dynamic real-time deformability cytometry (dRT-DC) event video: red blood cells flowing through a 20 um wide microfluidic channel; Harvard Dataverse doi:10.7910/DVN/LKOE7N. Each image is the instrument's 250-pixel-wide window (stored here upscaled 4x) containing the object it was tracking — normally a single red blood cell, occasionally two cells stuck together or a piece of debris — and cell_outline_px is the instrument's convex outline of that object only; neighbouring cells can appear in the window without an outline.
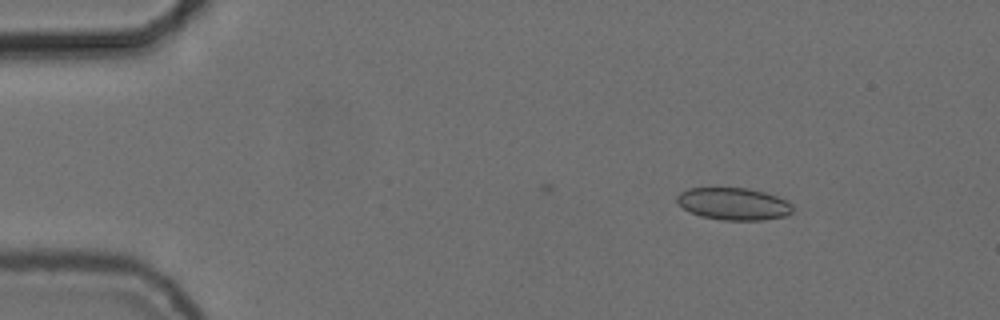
{"species": "common noctule bat (a hibernating species)", "species_latin": "Nyctalus noctula", "temperature_condition": "cold", "stored_images_in_passage": 43, "camera_frame_rate_fps": 3000, "um_per_image_px": 0.085, "animal": {"sex": "female", "body_mass_g": 24.6, "forearm_length_mm": 56.2}, "frame": {"image": 1, "passage_image": 8, "time_ms": 2.333, "image_size_px": [1000, 320], "cell_outline_px": [[792, 212], [784, 216], [764, 220], [720, 220], [700, 216], [676, 204], [676, 196], [680, 192], [688, 188], [748, 188], [764, 192], [788, 200], [792, 204]], "centroid_in_image_um": [62.34, 17.33], "position_along_channel_um": 22.7, "area_um2": 21.85}}
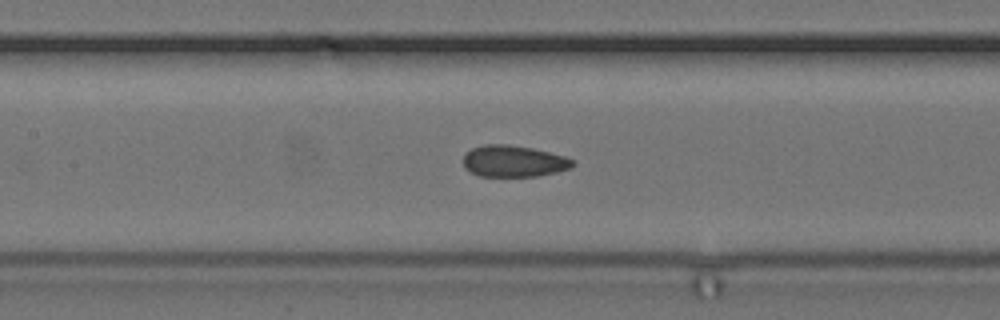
{"frame": {"image": 2, "passage_image": 26, "time_ms": 8.333, "image_size_px": [1000, 320], "cell_outline_px": [[576, 164], [572, 168], [556, 172], [536, 176], [480, 176], [464, 168], [464, 156], [472, 148], [484, 144], [508, 144], [532, 148], [564, 156], [576, 160]], "centroid_in_image_um": [43.7, 13.7], "position_along_channel_um": 163.7, "area_um2": 20.11}}
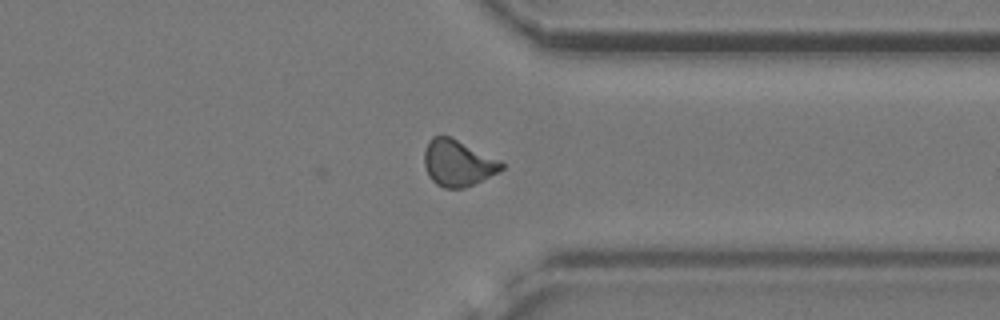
{"frame": {"image": 3, "passage_image": 43, "time_ms": 14.0, "image_size_px": [1000, 320], "cell_outline_px": [[504, 168], [464, 188], [444, 188], [436, 184], [428, 176], [424, 164], [424, 152], [428, 140], [432, 136], [448, 136], [500, 160], [504, 164]], "centroid_in_image_um": [38.86, 13.86], "position_along_channel_um": 372.5, "area_um2": 20.46}, "authors_computed_cell_mechanics": {"area_um2": 20.5768, "velocity_mm_per_s": 3.7218, "shape_relaxation_time_tau1_ms": null, "shape_relaxation_time_tau2_ms": 1.5163, "deformation_change_tau1": null, "deformation_change_tau2": 0.0749}}